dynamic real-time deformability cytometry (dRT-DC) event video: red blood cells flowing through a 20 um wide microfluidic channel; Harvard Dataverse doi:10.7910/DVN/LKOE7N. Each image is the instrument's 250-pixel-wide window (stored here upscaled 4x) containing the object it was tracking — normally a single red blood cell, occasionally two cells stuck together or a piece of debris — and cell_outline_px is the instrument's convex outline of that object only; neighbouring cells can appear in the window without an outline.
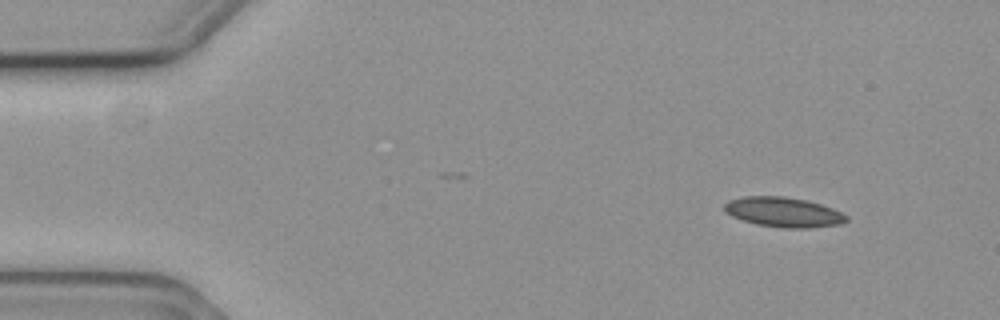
{"species": "common noctule bat (a hibernating species)", "species_latin": "Nyctalus noctula", "temperature_condition": "cold", "stored_images_in_passage": 2, "camera_frame_rate_fps": 3000, "um_per_image_px": 0.085, "animal": {"sex": "female", "body_mass_g": 19.3, "forearm_length_mm": 54.1}, "frame": {"image": 1, "passage_image": 1, "time_ms": 0.0, "image_size_px": [1000, 320], "cell_outline_px": [[848, 220], [840, 224], [808, 228], [784, 228], [756, 224], [732, 216], [724, 212], [724, 204], [728, 200], [744, 196], [784, 196], [804, 200], [820, 204], [832, 208], [848, 216]], "centroid_in_image_um": [66.57, 18.03], "position_along_channel_um": 18.4, "area_um2": 21.15}}